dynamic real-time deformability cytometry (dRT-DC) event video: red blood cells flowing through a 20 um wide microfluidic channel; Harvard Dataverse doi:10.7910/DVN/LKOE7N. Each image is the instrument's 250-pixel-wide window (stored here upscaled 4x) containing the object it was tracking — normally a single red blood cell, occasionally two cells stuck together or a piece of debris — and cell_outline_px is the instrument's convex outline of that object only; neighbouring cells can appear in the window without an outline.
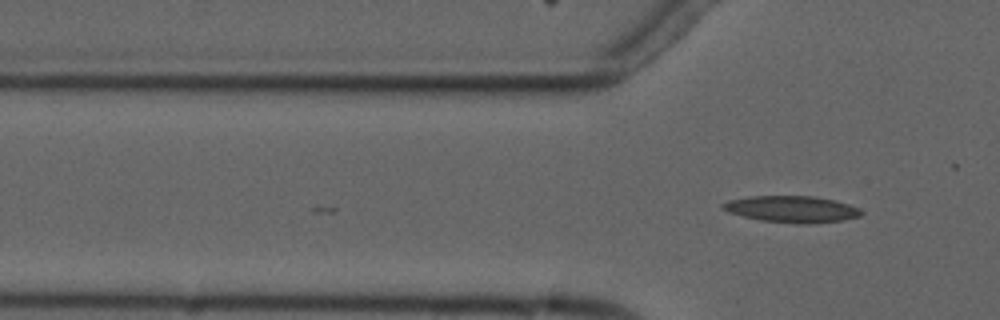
{"species": "common noctule bat (a hibernating species)", "species_latin": "Nyctalus noctula", "temperature_condition": "cold", "stored_images_in_passage": 4, "camera_frame_rate_fps": 3000, "um_per_image_px": 0.085, "animal": {"sex": "male", "forearm_length_mm": 52.5}, "frame": {"image": 1, "passage_image": 4, "time_ms": 3.667, "image_size_px": [1000, 320], "cell_outline_px": [[864, 212], [860, 216], [844, 220], [812, 224], [796, 224], [760, 220], [744, 216], [732, 212], [724, 208], [720, 204], [728, 200], [748, 196], [816, 196], [848, 204]], "centroid_in_image_um": [67.32, 17.78], "position_along_channel_um": 58.5, "area_um2": 21.33}}